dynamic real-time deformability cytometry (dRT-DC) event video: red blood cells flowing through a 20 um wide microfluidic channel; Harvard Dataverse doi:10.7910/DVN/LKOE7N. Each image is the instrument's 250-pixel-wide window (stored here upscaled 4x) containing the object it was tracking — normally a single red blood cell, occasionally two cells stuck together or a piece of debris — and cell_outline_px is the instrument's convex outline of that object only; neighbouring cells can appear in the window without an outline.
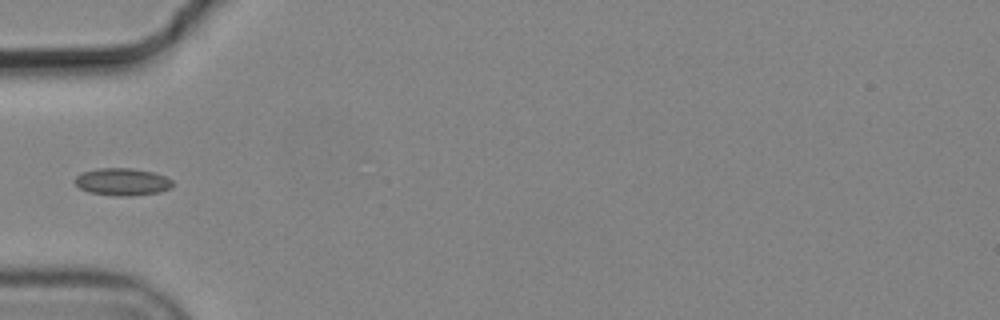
{"species": "common noctule bat (a hibernating species)", "species_latin": "Nyctalus noctula", "temperature_condition": "cold", "stored_images_in_passage": 5, "camera_frame_rate_fps": 3000, "um_per_image_px": 0.085, "animal": {"sex": "male", "body_mass_g": 19.2, "forearm_length_mm": 51.8}, "frame": {"image": 1, "passage_image": 2, "time_ms": 0.333, "image_size_px": [1000, 320], "cell_outline_px": [[172, 188], [160, 192], [132, 196], [120, 196], [88, 192], [80, 188], [76, 184], [76, 176], [84, 172], [96, 168], [132, 168], [156, 172], [172, 180]], "centroid_in_image_um": [10.44, 15.45], "position_along_channel_um": 74.6, "area_um2": 15.61}}
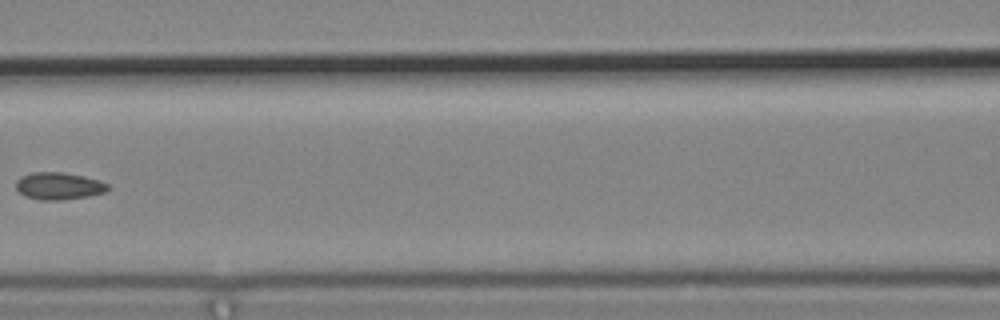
{"frame": {"image": 2, "passage_image": 4, "time_ms": 1.0, "image_size_px": [1000, 320], "cell_outline_px": [[108, 188], [104, 192], [88, 196], [60, 200], [40, 200], [24, 196], [16, 188], [16, 180], [20, 176], [32, 172], [60, 172], [84, 176], [100, 180], [108, 184]], "centroid_in_image_um": [4.96, 15.8], "position_along_channel_um": 161.6, "area_um2": 14.57}}
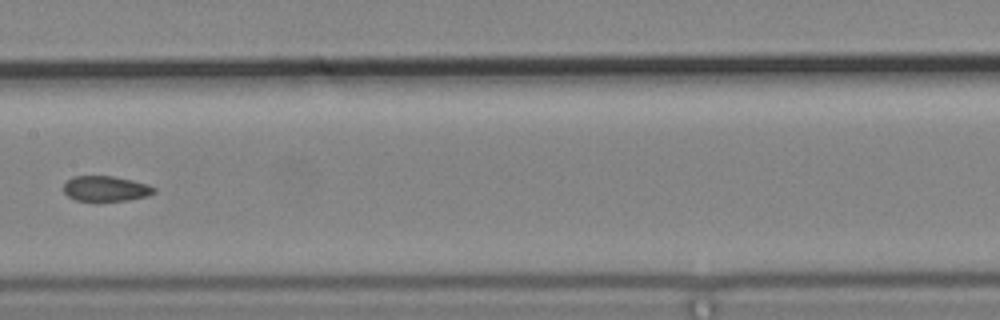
{"frame": {"image": 3, "passage_image": 5, "time_ms": 1.333, "image_size_px": [1000, 320], "cell_outline_px": [[156, 192], [148, 196], [128, 200], [96, 204], [76, 200], [68, 196], [64, 192], [64, 184], [72, 176], [112, 176], [132, 180], [148, 184], [156, 188]], "centroid_in_image_um": [8.99, 16.08], "position_along_channel_um": 198.4, "area_um2": 13.99}}